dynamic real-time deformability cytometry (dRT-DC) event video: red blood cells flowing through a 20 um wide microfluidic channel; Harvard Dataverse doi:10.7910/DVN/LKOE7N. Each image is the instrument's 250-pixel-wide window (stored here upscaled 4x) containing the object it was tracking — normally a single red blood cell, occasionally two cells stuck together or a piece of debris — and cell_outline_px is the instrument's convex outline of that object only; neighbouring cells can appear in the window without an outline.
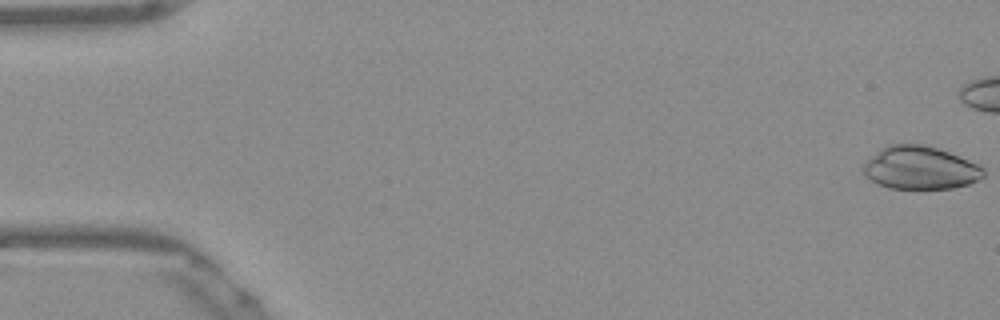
{"species": "Egyptian fruit bat (a non-hibernating species)", "species_latin": "Rousettus aegyptiacus", "temperature_condition": "warm", "stored_images_in_passage": 42, "camera_frame_rate_fps": 3000, "um_per_image_px": 0.085, "frame": {"image": 1, "passage_image": 1, "time_ms": 0.0, "image_size_px": [1000, 320], "cell_outline_px": [[984, 176], [980, 180], [968, 184], [952, 188], [888, 188], [864, 176], [860, 168], [864, 160], [880, 148], [888, 144], [924, 144], [948, 152], [968, 160], [984, 168]], "centroid_in_image_um": [78.15, 14.26], "position_along_channel_um": 6.8, "area_um2": 30.29}}
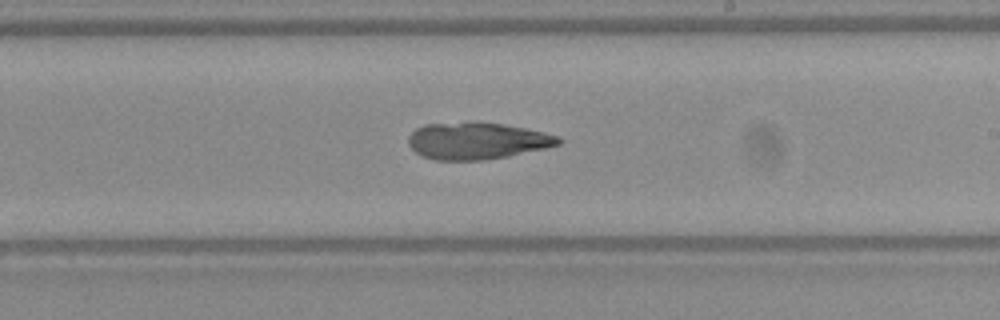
{"frame": {"image": 2, "passage_image": 31, "time_ms": 10.0, "image_size_px": [1000, 320], "cell_outline_px": [[564, 140], [560, 144], [544, 148], [508, 156], [484, 160], [436, 160], [420, 156], [408, 144], [408, 136], [416, 128], [424, 124], [504, 124], [544, 132], [560, 136]], "centroid_in_image_um": [40.55, 12.0], "position_along_channel_um": 248.4, "area_um2": 31.62}}
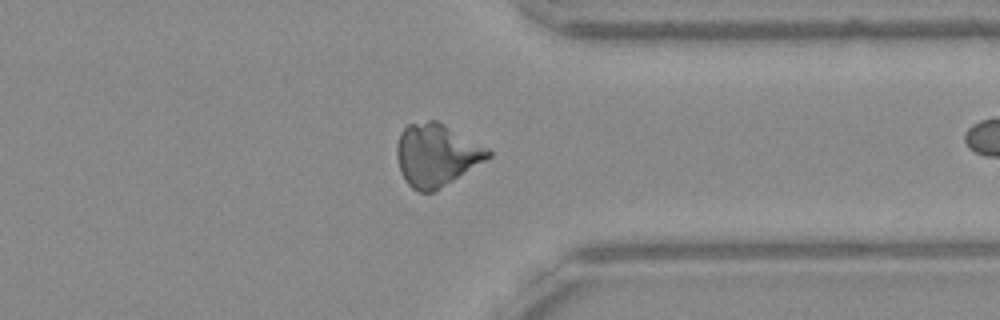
{"frame": {"image": 3, "passage_image": 41, "time_ms": 13.333, "image_size_px": [1000, 320], "cell_outline_px": [[492, 156], [432, 192], [420, 192], [412, 188], [408, 184], [400, 172], [396, 156], [396, 148], [400, 132], [408, 124], [428, 120], [436, 120], [444, 124], [488, 148], [492, 152]], "centroid_in_image_um": [37.06, 13.15], "position_along_channel_um": 374.3, "area_um2": 32.83}}